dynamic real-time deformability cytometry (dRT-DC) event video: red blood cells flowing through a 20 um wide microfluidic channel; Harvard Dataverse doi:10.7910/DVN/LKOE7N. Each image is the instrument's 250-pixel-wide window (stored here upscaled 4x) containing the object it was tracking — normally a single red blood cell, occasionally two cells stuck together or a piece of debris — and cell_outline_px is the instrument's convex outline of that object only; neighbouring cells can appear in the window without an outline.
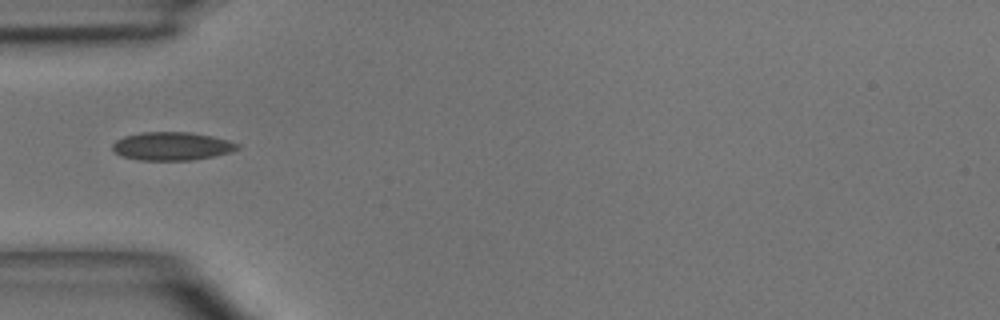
{"species": "common noctule bat (a hibernating species)", "species_latin": "Nyctalus noctula", "temperature_condition": "room temperature", "stored_images_in_passage": 2, "camera_frame_rate_fps": 3000, "um_per_image_px": 0.085, "animal": {"sex": "male", "body_mass_g": 15.6}, "frame": {"image": 1, "passage_image": 2, "time_ms": 1.0, "image_size_px": [1000, 320], "cell_outline_px": [[240, 148], [232, 152], [212, 156], [188, 160], [140, 160], [120, 156], [112, 148], [112, 144], [116, 140], [124, 136], [140, 132], [188, 132], [212, 136], [228, 140], [240, 144]], "centroid_in_image_um": [14.6, 12.42], "position_along_channel_um": 70.4, "area_um2": 20.58}}